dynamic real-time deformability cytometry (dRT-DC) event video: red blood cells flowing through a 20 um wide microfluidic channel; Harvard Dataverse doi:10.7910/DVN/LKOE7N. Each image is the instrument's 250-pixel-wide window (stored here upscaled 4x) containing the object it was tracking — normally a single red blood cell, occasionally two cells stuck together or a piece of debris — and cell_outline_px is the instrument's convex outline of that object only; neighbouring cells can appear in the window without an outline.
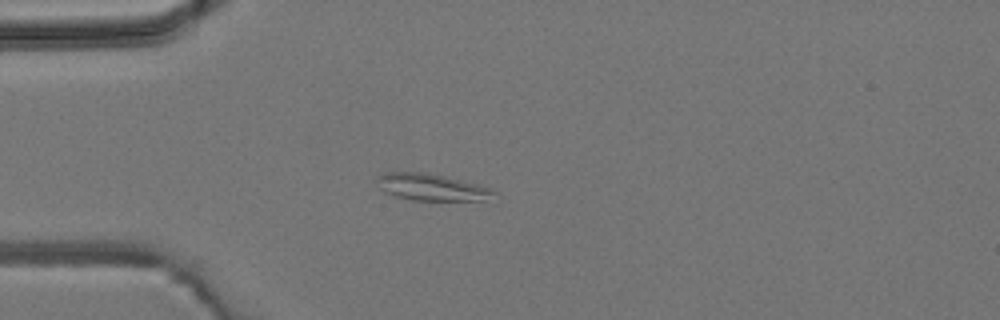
{"species": "common noctule bat (a hibernating species)", "species_latin": "Nyctalus noctula", "temperature_condition": "room temperature", "stored_images_in_passage": 4, "camera_frame_rate_fps": 3000, "um_per_image_px": 0.085, "animal": {"sex": "male", "body_mass_g": 19.2, "forearm_length_mm": 51.8}, "frame": {"image": 1, "passage_image": 3, "time_ms": 2.333, "image_size_px": [1000, 320], "cell_outline_px": [[496, 192], [492, 204], [412, 200], [392, 196], [384, 192], [380, 188], [376, 180], [376, 176], [384, 172], [428, 172], [492, 188]], "centroid_in_image_um": [36.84, 15.99], "position_along_channel_um": 48.2, "area_um2": 19.65}}